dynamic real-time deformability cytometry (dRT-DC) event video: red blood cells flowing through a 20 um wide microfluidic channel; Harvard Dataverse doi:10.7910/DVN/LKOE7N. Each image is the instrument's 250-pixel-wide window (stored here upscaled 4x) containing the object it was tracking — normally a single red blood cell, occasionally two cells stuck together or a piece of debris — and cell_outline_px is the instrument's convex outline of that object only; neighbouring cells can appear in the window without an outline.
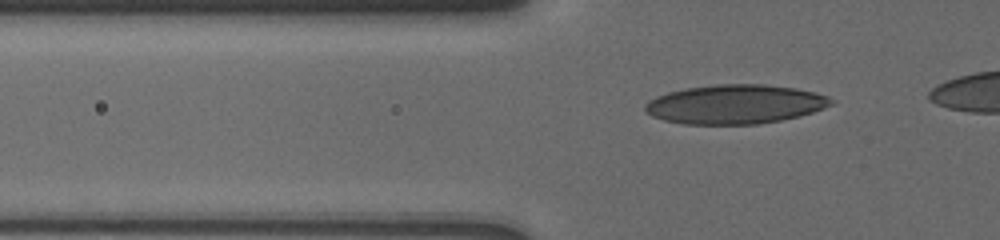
{"species": "human", "species_latin": "Homo sapiens", "temperature_condition": "cold", "stored_images_in_passage": 25, "segment_of_instrument_passage": [1, 2], "camera_frame_rate_fps": 3000, "um_per_image_px": 0.085, "donor": {"sex": "male"}, "frame": {"image": 1, "passage_image": 7, "time_ms": 2.333, "image_size_px": [1000, 240], "cell_outline_px": [[836, 100], [832, 104], [824, 108], [800, 116], [780, 120], [756, 124], [684, 124], [664, 120], [652, 116], [644, 108], [644, 104], [648, 100], [656, 96], [668, 92], [684, 88], [716, 84], [764, 84], [796, 88], [828, 96]], "centroid_in_image_um": [62.48, 8.85], "position_along_channel_um": 63.3, "area_um2": 42.54}}
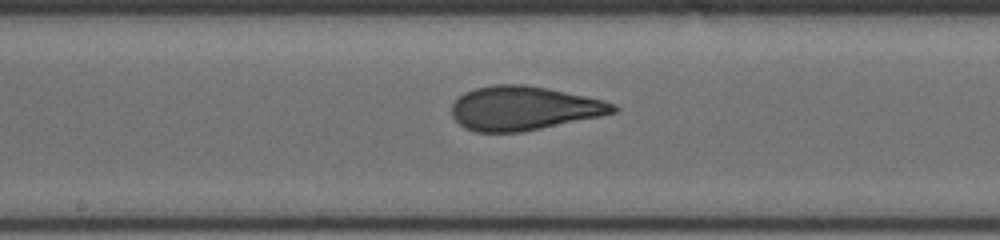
{"frame": {"image": 2, "passage_image": 18, "time_ms": 6.333, "image_size_px": [1000, 240], "cell_outline_px": [[620, 108], [616, 112], [600, 116], [520, 132], [476, 132], [464, 128], [452, 116], [452, 104], [464, 92], [476, 88], [496, 84], [524, 84], [548, 88], [604, 100], [616, 104]], "centroid_in_image_um": [44.52, 9.19], "position_along_channel_um": 203.7, "area_um2": 41.27}}
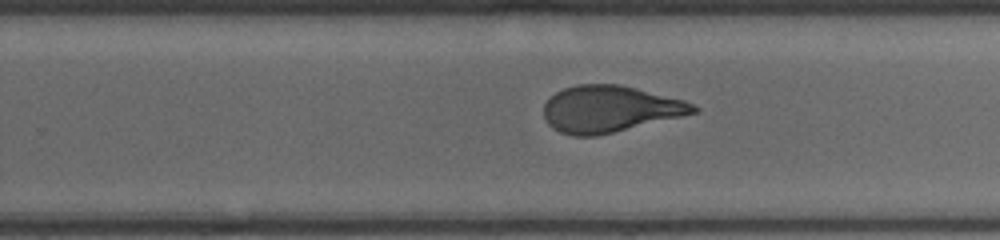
{"frame": {"image": 3, "passage_image": 23, "time_ms": 8.333, "image_size_px": [1000, 240], "cell_outline_px": [[700, 108], [696, 112], [680, 116], [596, 136], [572, 136], [560, 132], [552, 128], [548, 124], [544, 116], [544, 104], [556, 92], [564, 88], [576, 84], [620, 84], [684, 100]], "centroid_in_image_um": [51.79, 9.26], "position_along_channel_um": 278.0, "area_um2": 40.23}}